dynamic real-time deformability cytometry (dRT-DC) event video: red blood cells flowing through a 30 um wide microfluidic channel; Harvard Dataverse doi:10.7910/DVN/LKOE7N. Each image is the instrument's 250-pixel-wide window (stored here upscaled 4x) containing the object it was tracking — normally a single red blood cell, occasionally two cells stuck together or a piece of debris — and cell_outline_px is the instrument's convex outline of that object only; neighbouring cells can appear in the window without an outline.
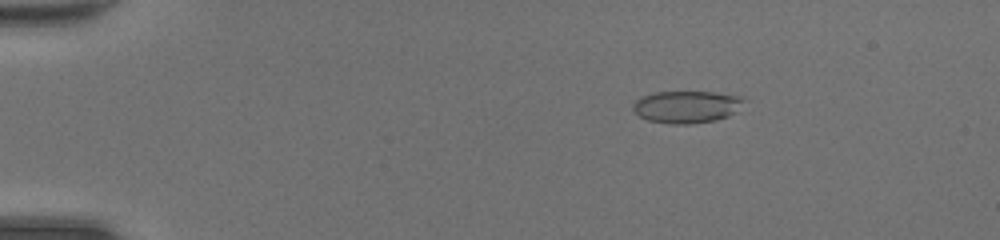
{"species": "common noctule bat (a hibernating species)", "species_latin": "Nyctalus noctula", "temperature_condition": "room temperature", "stored_images_in_passage": 48, "camera_frame_rate_fps": 3000, "um_per_image_px": 0.085, "animal": {"sex": "female", "body_mass_g": 20.0, "forearm_length_mm": 54.0}, "frame": {"image": 1, "passage_image": 9, "time_ms": 2.667, "image_size_px": [1000, 240], "cell_outline_px": [[748, 100], [736, 112], [728, 116], [716, 120], [688, 124], [672, 124], [648, 120], [640, 116], [632, 108], [632, 104], [640, 96], [656, 92], [712, 92], [740, 96]], "centroid_in_image_um": [58.39, 9.07], "position_along_channel_um": 26.6, "area_um2": 20.92}}
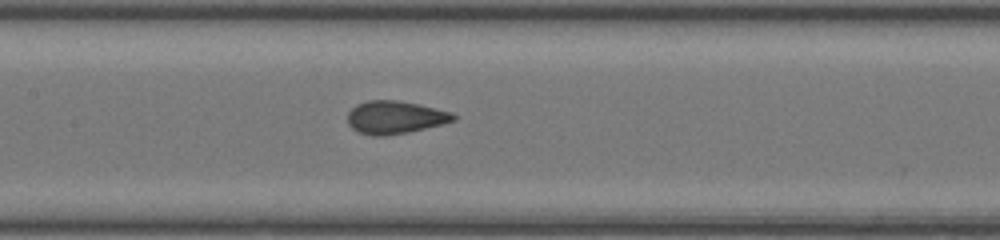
{"frame": {"image": 2, "passage_image": 25, "time_ms": 8.0, "image_size_px": [1000, 240], "cell_outline_px": [[456, 120], [408, 132], [384, 136], [372, 136], [360, 132], [352, 128], [348, 124], [348, 112], [356, 104], [368, 100], [396, 100], [416, 104], [452, 112], [456, 116]], "centroid_in_image_um": [33.54, 9.97], "position_along_channel_um": 173.9, "area_um2": 20.06}}
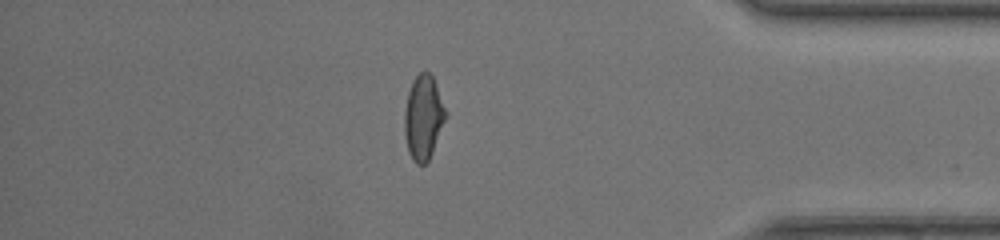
{"frame": {"image": 3, "passage_image": 42, "time_ms": 13.667, "image_size_px": [1000, 240], "cell_outline_px": [[444, 120], [432, 152], [428, 160], [424, 164], [416, 164], [412, 160], [408, 152], [404, 136], [404, 112], [408, 92], [412, 80], [420, 72], [428, 72], [432, 76], [436, 84], [444, 108]], "centroid_in_image_um": [35.93, 9.99], "position_along_channel_um": 399.3, "area_um2": 19.83}, "authors_computed_cell_mechanics": {"area_um2": 20.3745, "velocity_mm_per_s": 4.4501, "shape_relaxation_time_tau1_ms": 5.3821, "shape_relaxation_time_tau2_ms": 0.7941, "deformation_change_tau1": 0.1884, "deformation_change_tau2": 0.0601}}